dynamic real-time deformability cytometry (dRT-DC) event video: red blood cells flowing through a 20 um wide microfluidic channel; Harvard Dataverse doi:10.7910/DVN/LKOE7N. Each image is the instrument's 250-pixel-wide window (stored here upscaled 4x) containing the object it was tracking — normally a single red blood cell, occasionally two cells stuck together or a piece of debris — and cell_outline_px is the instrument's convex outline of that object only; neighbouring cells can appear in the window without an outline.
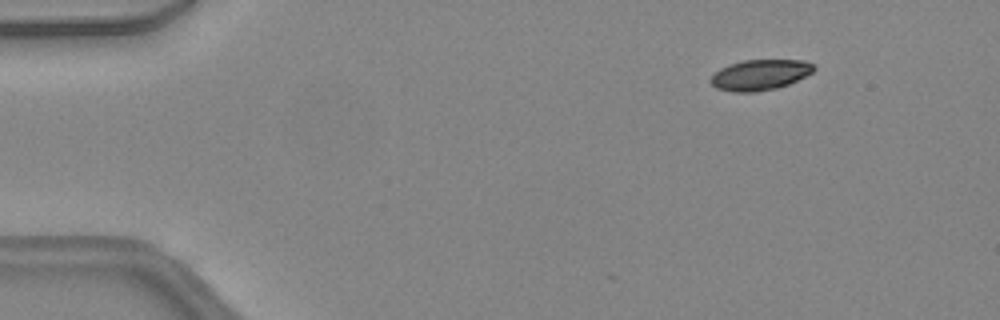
{"species": "common noctule bat (a hibernating species)", "species_latin": "Nyctalus noctula", "temperature_condition": "warm", "stored_images_in_passage": 13, "camera_frame_rate_fps": 3000, "um_per_image_px": 0.085, "animal": {"sex": "female", "body_mass_g": 24.6, "forearm_length_mm": 56.2}, "frame": {"image": 1, "passage_image": 5, "time_ms": 1.333, "image_size_px": [1000, 320], "cell_outline_px": [[816, 68], [812, 72], [788, 84], [776, 88], [756, 92], [732, 92], [716, 88], [712, 84], [712, 76], [720, 68], [728, 64], [744, 60], [804, 60], [816, 64]], "centroid_in_image_um": [64.62, 6.35], "position_along_channel_um": 20.4, "area_um2": 18.32}}